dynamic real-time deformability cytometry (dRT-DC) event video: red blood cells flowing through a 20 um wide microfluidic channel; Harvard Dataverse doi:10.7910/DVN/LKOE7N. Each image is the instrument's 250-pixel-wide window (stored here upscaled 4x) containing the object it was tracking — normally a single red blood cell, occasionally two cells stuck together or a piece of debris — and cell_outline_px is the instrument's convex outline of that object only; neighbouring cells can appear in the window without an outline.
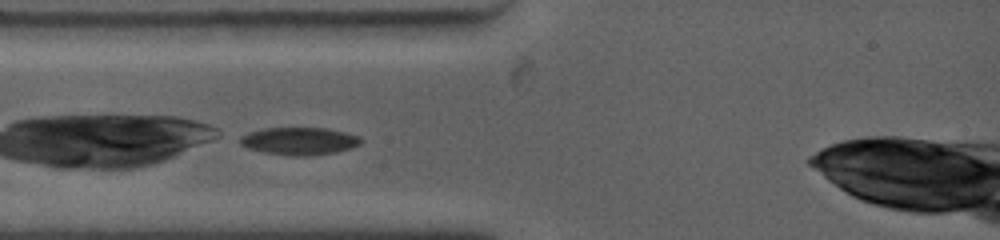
{"species": "common noctule bat (a hibernating species)", "species_latin": "Nyctalus noctula", "temperature_condition": "warm", "stored_images_in_passage": 2, "camera_frame_rate_fps": 4500, "um_per_image_px": 0.085, "animal": {"sex": "female", "body_mass_g": 19.0, "forearm_length_mm": 53.3}, "frame": {"image": 1, "passage_image": 2, "time_ms": 0.444, "image_size_px": [1000, 240], "cell_outline_px": [[364, 140], [360, 144], [352, 148], [336, 152], [312, 156], [292, 156], [264, 152], [248, 148], [240, 144], [240, 136], [248, 132], [264, 128], [328, 128], [360, 136]], "centroid_in_image_um": [25.47, 11.99], "position_along_channel_um": 59.5, "area_um2": 19.59}}